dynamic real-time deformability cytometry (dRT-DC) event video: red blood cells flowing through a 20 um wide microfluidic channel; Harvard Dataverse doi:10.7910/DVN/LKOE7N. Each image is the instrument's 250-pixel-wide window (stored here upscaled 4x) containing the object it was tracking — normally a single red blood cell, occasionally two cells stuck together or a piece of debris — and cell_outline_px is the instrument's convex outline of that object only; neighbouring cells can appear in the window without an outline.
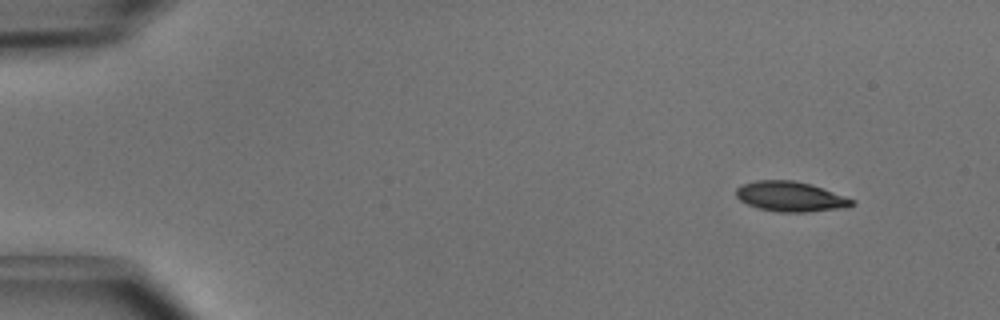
{"species": "common noctule bat (a hibernating species)", "species_latin": "Nyctalus noctula", "temperature_condition": "cold", "stored_images_in_passage": 6, "camera_frame_rate_fps": 3000, "um_per_image_px": 0.085, "animal": {"sex": "male", "body_mass_g": 15.6}, "frame": {"image": 1, "passage_image": 1, "time_ms": 0.0, "image_size_px": [1000, 320], "cell_outline_px": [[856, 204], [848, 208], [808, 212], [776, 212], [760, 208], [748, 204], [740, 200], [736, 196], [736, 188], [740, 184], [756, 180], [792, 180], [812, 184], [856, 200]], "centroid_in_image_um": [67.23, 16.71], "position_along_channel_um": 17.8, "area_um2": 20.58}}
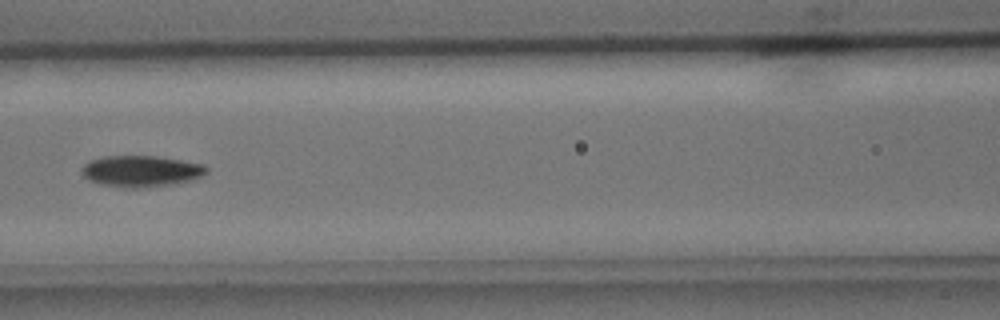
{"frame": {"image": 2, "passage_image": 6, "time_ms": 1.667, "image_size_px": [1000, 320], "cell_outline_px": [[208, 172], [192, 180], [176, 184], [148, 188], [124, 188], [100, 184], [88, 180], [80, 172], [80, 168], [88, 160], [104, 156], [156, 156], [204, 164], [208, 168]], "centroid_in_image_um": [11.97, 14.56], "position_along_channel_um": 154.6, "area_um2": 23.18}}